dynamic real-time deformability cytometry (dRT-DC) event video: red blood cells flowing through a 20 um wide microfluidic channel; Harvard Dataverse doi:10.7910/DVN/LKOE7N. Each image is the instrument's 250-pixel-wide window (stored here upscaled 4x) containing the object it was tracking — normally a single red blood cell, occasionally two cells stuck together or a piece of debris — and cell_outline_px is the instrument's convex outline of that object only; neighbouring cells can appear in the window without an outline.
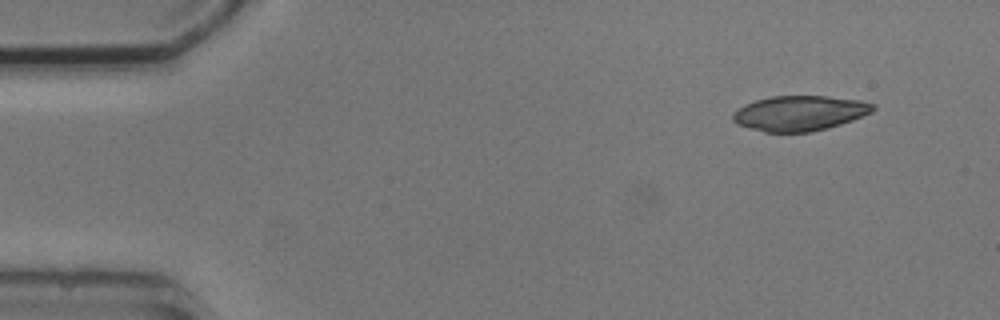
{"species": "common noctule bat (a hibernating species)", "species_latin": "Nyctalus noctula", "temperature_condition": "cold", "stored_images_in_passage": 4, "camera_frame_rate_fps": 3000, "um_per_image_px": 0.085, "animal": {"sex": "male", "body_mass_g": 20.5, "forearm_length_mm": 52.5}, "frame": {"image": 1, "passage_image": 1, "time_ms": 0.0, "image_size_px": [1000, 320], "cell_outline_px": [[876, 108], [872, 112], [852, 120], [828, 128], [812, 132], [764, 132], [736, 124], [732, 120], [732, 116], [744, 104], [756, 100], [772, 96], [828, 96], [860, 100], [876, 104]], "centroid_in_image_um": [67.99, 9.62], "position_along_channel_um": 17.0, "area_um2": 28.67}}
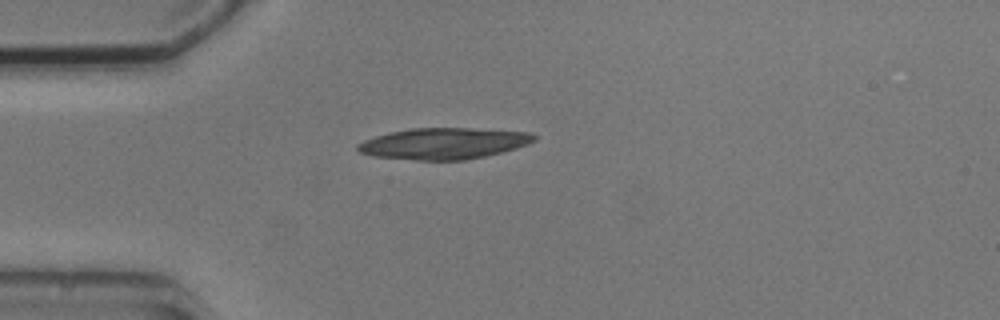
{"frame": {"image": 2, "passage_image": 4, "time_ms": 3.0, "image_size_px": [1000, 320], "cell_outline_px": [[536, 140], [528, 144], [516, 148], [484, 156], [464, 160], [416, 160], [372, 156], [360, 152], [356, 148], [356, 144], [364, 140], [388, 132], [408, 128], [468, 128], [532, 132], [536, 136]], "centroid_in_image_um": [37.69, 12.19], "position_along_channel_um": 47.3, "area_um2": 32.19}}